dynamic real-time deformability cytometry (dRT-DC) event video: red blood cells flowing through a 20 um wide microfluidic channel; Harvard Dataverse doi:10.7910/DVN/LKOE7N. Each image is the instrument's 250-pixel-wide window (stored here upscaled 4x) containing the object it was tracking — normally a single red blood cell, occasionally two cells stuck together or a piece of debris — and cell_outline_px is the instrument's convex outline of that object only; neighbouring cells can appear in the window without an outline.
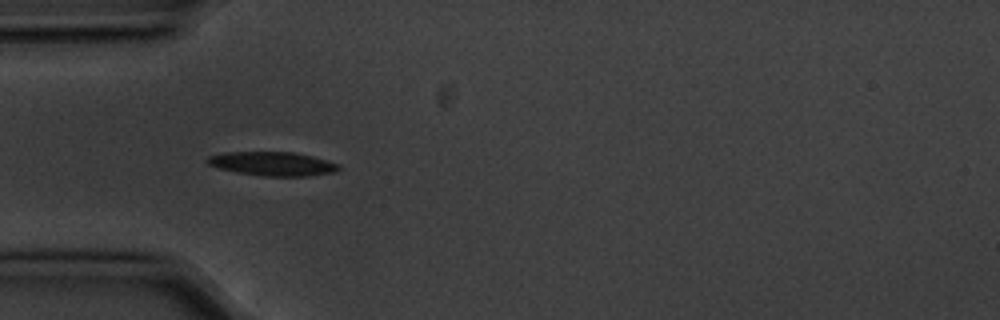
{"species": "common noctule bat (a hibernating species)", "species_latin": "Nyctalus noctula", "temperature_condition": "cold", "stored_images_in_passage": 4, "camera_frame_rate_fps": 3000, "um_per_image_px": 0.085, "animal": {"sex": "male", "body_mass_g": 20.1, "forearm_length_mm": 53.5}, "frame": {"image": 1, "passage_image": 3, "time_ms": 0.667, "image_size_px": [1000, 320], "cell_outline_px": [[340, 168], [336, 172], [308, 176], [264, 176], [236, 172], [220, 168], [208, 164], [208, 156], [224, 152], [292, 152], [312, 156], [340, 164]], "centroid_in_image_um": [23.2, 13.92], "position_along_channel_um": 61.8, "area_um2": 18.21}}